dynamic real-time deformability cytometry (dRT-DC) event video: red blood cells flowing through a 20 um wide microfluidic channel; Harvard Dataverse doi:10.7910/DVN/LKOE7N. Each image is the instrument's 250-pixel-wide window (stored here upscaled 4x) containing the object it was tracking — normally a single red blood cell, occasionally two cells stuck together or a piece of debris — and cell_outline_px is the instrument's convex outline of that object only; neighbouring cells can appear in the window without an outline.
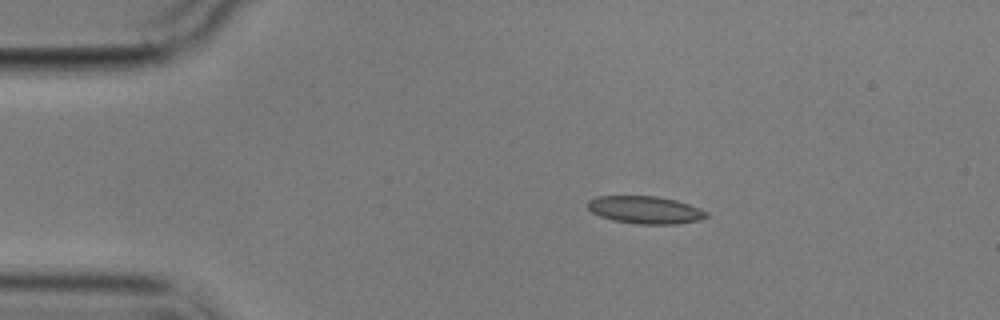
{"species": "common noctule bat (a hibernating species)", "species_latin": "Nyctalus noctula", "temperature_condition": "cold", "stored_images_in_passage": 7, "camera_frame_rate_fps": 3000, "um_per_image_px": 0.085, "animal": {"sex": "male", "body_mass_g": 17.9}, "frame": {"image": 1, "passage_image": 1, "time_ms": 0.0, "image_size_px": [1000, 320], "cell_outline_px": [[708, 216], [700, 220], [676, 224], [636, 224], [612, 220], [600, 216], [592, 212], [588, 208], [588, 200], [596, 196], [656, 196], [676, 200], [700, 208], [708, 212]], "centroid_in_image_um": [54.85, 17.84], "position_along_channel_um": 30.2, "area_um2": 19.13}}
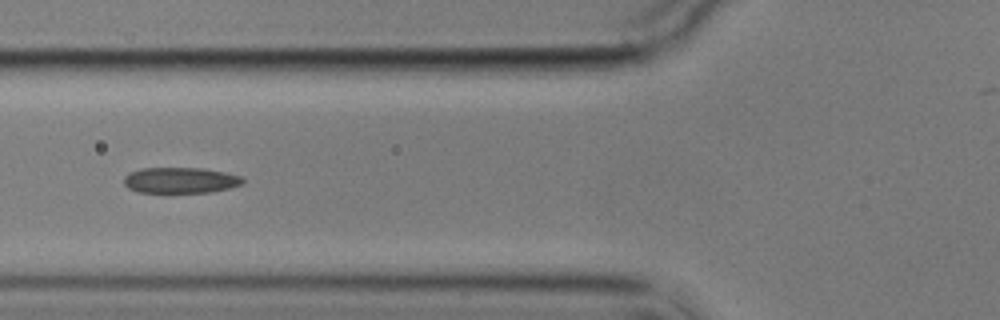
{"frame": {"image": 2, "passage_image": 4, "time_ms": 3.667, "image_size_px": [1000, 320], "cell_outline_px": [[244, 184], [212, 192], [168, 196], [136, 192], [128, 188], [124, 184], [124, 176], [128, 172], [140, 168], [204, 168], [244, 176]], "centroid_in_image_um": [15.3, 15.38], "position_along_channel_um": 110.5, "area_um2": 19.19}}
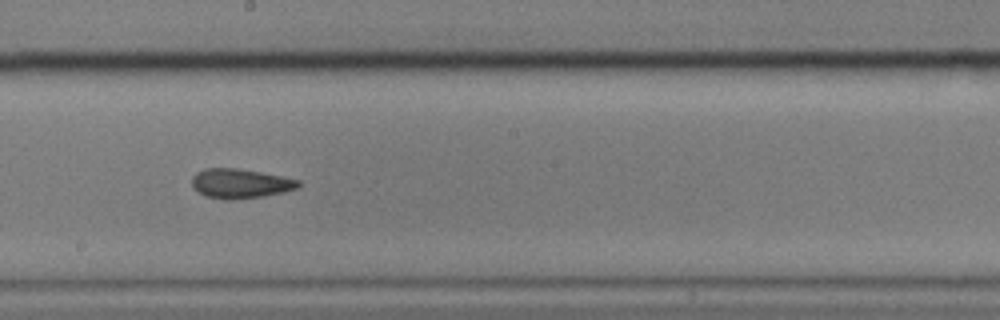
{"frame": {"image": 3, "passage_image": 7, "time_ms": 7.0, "image_size_px": [1000, 320], "cell_outline_px": [[300, 184], [296, 188], [284, 192], [264, 196], [232, 200], [224, 200], [204, 196], [192, 188], [192, 176], [196, 172], [204, 168], [236, 168], [260, 172], [300, 180]], "centroid_in_image_um": [20.37, 15.61], "position_along_channel_um": 227.8, "area_um2": 18.44}}